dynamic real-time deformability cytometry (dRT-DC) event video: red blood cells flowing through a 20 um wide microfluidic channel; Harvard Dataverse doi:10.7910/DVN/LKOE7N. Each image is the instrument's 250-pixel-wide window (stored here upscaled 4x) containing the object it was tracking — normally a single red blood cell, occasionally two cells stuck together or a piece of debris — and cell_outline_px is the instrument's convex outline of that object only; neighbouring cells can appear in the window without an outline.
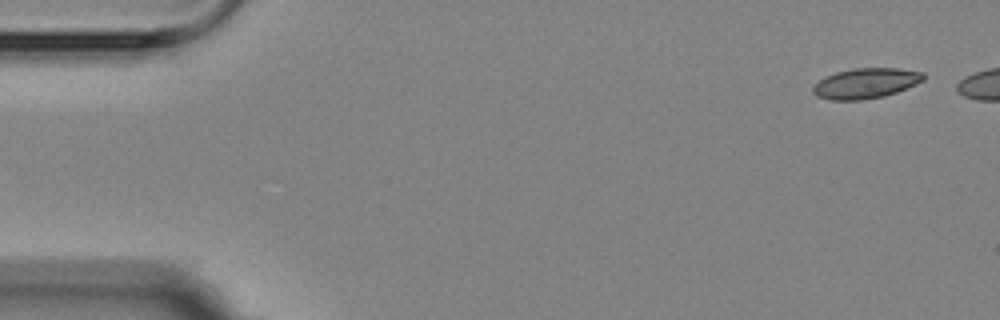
{"species": "Egyptian fruit bat (a non-hibernating species)", "species_latin": "Rousettus aegyptiacus", "temperature_condition": "room temperature", "stored_images_in_passage": 5, "camera_frame_rate_fps": 3000, "um_per_image_px": 0.085, "animal": {"sex": "female"}, "frame": {"image": 1, "passage_image": 1, "time_ms": 0.0, "image_size_px": [1000, 320], "cell_outline_px": [[924, 80], [916, 84], [896, 92], [884, 96], [864, 100], [828, 100], [816, 96], [812, 92], [812, 88], [824, 76], [836, 72], [852, 68], [896, 68], [924, 72]], "centroid_in_image_um": [73.56, 7.08], "position_along_channel_um": 11.4, "area_um2": 19.59}}